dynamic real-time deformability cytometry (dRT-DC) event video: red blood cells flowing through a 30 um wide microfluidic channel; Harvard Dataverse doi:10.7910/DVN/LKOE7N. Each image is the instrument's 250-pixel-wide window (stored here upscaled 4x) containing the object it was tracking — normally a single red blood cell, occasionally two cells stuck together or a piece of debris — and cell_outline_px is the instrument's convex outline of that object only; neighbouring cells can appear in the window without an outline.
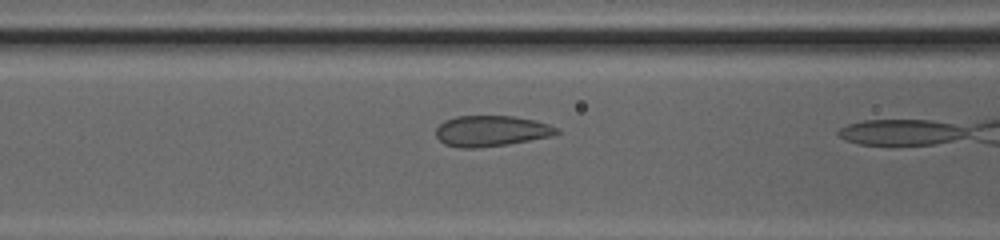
{"species": "common noctule bat (a hibernating species)", "species_latin": "Nyctalus noctula", "temperature_condition": "cold", "stored_images_in_passage": 9, "camera_frame_rate_fps": 3000, "um_per_image_px": 0.085, "animal": {"sex": "female", "body_mass_g": 20.0, "forearm_length_mm": 54.0}, "frame": {"image": 1, "passage_image": 8, "time_ms": 2.333, "image_size_px": [1000, 240], "cell_outline_px": [[560, 132], [552, 136], [508, 144], [476, 148], [460, 148], [444, 144], [436, 136], [436, 128], [444, 120], [456, 116], [516, 116], [548, 124], [560, 128]], "centroid_in_image_um": [41.75, 11.13], "position_along_channel_um": 124.9, "area_um2": 21.73}}